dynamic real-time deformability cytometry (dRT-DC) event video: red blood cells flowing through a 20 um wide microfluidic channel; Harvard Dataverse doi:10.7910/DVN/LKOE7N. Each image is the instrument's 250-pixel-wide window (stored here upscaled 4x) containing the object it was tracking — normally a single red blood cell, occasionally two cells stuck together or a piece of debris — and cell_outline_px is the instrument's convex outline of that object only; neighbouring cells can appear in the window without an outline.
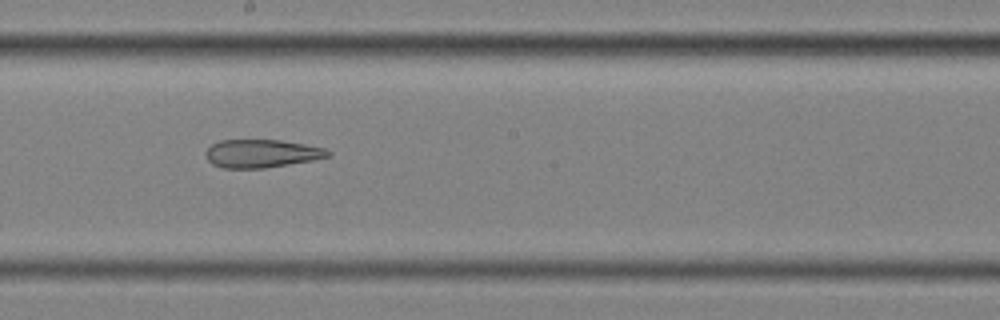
{"species": "common noctule bat (a hibernating species)", "species_latin": "Nyctalus noctula", "temperature_condition": "cold", "stored_images_in_passage": 10, "camera_frame_rate_fps": 3000, "um_per_image_px": 0.085, "animal": {"sex": "female", "body_mass_g": 25.1}, "frame": {"image": 1, "passage_image": 9, "time_ms": 2.667, "image_size_px": [1000, 320], "cell_outline_px": [[332, 156], [312, 160], [264, 168], [224, 168], [212, 164], [208, 160], [204, 152], [212, 144], [220, 140], [280, 140], [304, 144], [324, 148], [332, 152]], "centroid_in_image_um": [22.23, 13.05], "position_along_channel_um": 226.0, "area_um2": 20.0}}
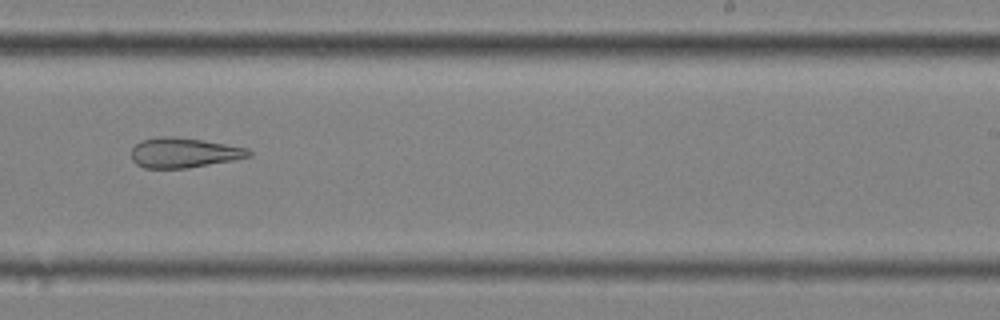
{"frame": {"image": 2, "passage_image": 10, "time_ms": 3.0, "image_size_px": [1000, 320], "cell_outline_px": [[252, 156], [232, 160], [188, 168], [144, 168], [136, 164], [132, 160], [132, 148], [140, 140], [156, 136], [172, 136], [200, 140], [248, 148], [252, 152]], "centroid_in_image_um": [15.59, 12.98], "position_along_channel_um": 273.4, "area_um2": 20.46}}